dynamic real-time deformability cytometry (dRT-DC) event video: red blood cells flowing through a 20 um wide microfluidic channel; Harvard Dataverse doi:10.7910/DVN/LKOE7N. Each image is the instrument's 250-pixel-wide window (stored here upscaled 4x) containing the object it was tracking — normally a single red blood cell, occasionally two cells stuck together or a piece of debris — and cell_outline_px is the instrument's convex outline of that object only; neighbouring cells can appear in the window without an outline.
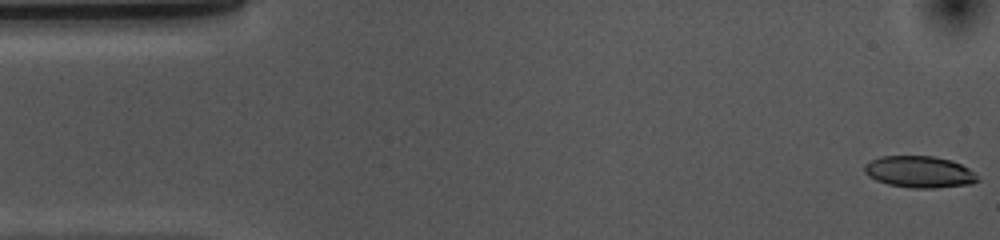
{"species": "common noctule bat (a hibernating species)", "species_latin": "Nyctalus noctula", "temperature_condition": "cold", "stored_images_in_passage": 53, "camera_frame_rate_fps": 3000, "um_per_image_px": 0.085, "animal": {"sex": "female", "body_mass_g": 10.0, "forearm_length_mm": 53.1}, "frame": {"image": 1, "passage_image": 1, "time_ms": 0.0, "image_size_px": [1000, 240], "cell_outline_px": [[980, 180], [972, 184], [936, 188], [912, 188], [888, 184], [876, 180], [868, 176], [864, 172], [864, 164], [880, 156], [932, 156], [952, 160], [968, 168]], "centroid_in_image_um": [78.14, 14.61], "position_along_channel_um": 6.9, "area_um2": 20.87}}
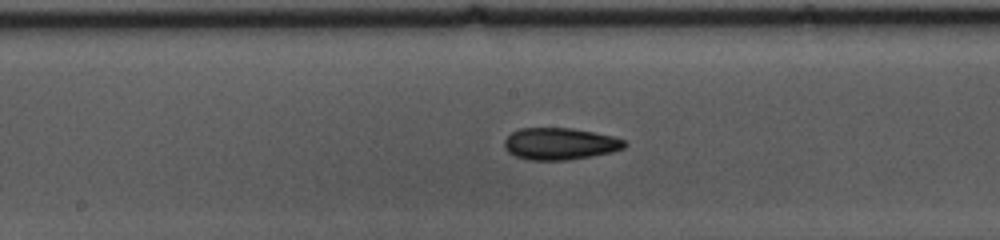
{"frame": {"image": 2, "passage_image": 26, "time_ms": 8.333, "image_size_px": [1000, 240], "cell_outline_px": [[628, 144], [624, 148], [612, 152], [568, 160], [528, 160], [516, 156], [508, 152], [504, 148], [504, 140], [512, 132], [520, 128], [572, 128], [612, 136], [624, 140]], "centroid_in_image_um": [47.58, 12.22], "position_along_channel_um": 200.6, "area_um2": 22.31}}
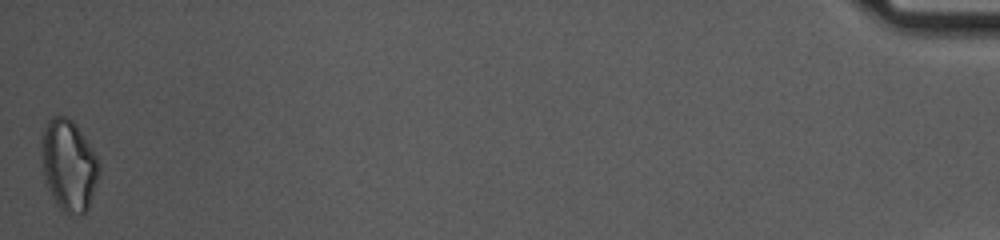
{"frame": {"image": 3, "passage_image": 53, "time_ms": 17.333, "image_size_px": [1000, 240], "cell_outline_px": [[100, 172], [88, 208], [84, 212], [64, 212], [60, 208], [52, 196], [44, 180], [40, 140], [44, 128], [48, 120], [52, 116], [64, 116], [72, 120], [76, 124], [84, 136], [96, 156], [100, 164]], "centroid_in_image_um": [5.83, 14.0], "position_along_channel_um": 429.4, "area_um2": 30.35}, "authors_computed_cell_mechanics": {"area_um2": 21.7906, "velocity_mm_per_s": 3.684, "shape_relaxation_time_tau1_ms": 7.0924, "shape_relaxation_time_tau2_ms": 3.5817, "deformation_change_tau1": 0.1406, "deformation_change_tau2": 0.0948}}